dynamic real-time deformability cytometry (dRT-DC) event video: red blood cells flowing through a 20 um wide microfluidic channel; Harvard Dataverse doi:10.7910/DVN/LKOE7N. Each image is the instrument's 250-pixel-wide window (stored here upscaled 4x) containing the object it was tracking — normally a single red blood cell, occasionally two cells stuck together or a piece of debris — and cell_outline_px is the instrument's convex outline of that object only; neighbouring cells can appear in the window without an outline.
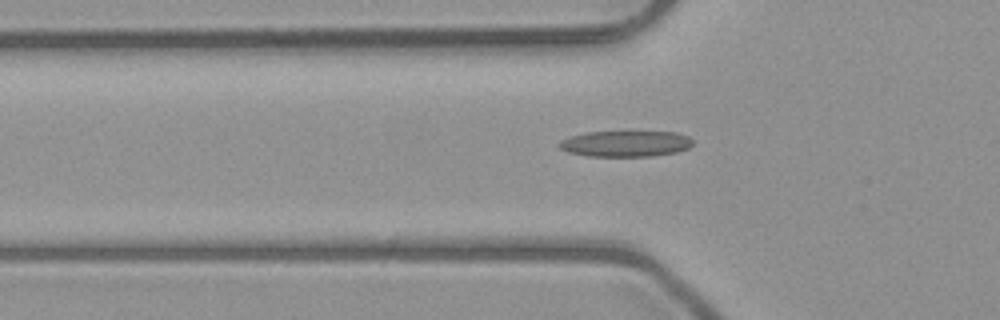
{"species": "common noctule bat (a hibernating species)", "species_latin": "Nyctalus noctula", "temperature_condition": "room temperature", "stored_images_in_passage": 53, "camera_frame_rate_fps": 3000, "um_per_image_px": 0.085, "animal": {"sex": "male", "body_mass_g": 23.1, "forearm_length_mm": 52.7}, "frame": {"image": 1, "passage_image": 18, "time_ms": 5.667, "image_size_px": [1000, 320], "cell_outline_px": [[692, 144], [688, 148], [676, 152], [652, 156], [588, 156], [568, 152], [560, 148], [560, 140], [572, 136], [588, 132], [676, 132], [688, 136], [692, 140]], "centroid_in_image_um": [53.19, 12.21], "position_along_channel_um": 72.6, "area_um2": 20.0}}
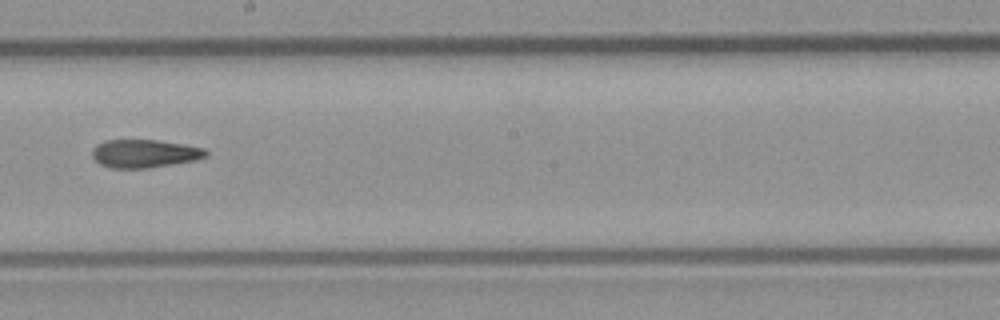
{"frame": {"image": 2, "passage_image": 30, "time_ms": 9.667, "image_size_px": [1000, 320], "cell_outline_px": [[208, 156], [196, 160], [148, 168], [112, 168], [100, 164], [92, 156], [92, 148], [96, 144], [108, 140], [156, 140], [184, 144], [204, 148], [208, 152]], "centroid_in_image_um": [12.29, 13.05], "position_along_channel_um": 235.9, "area_um2": 18.67}}
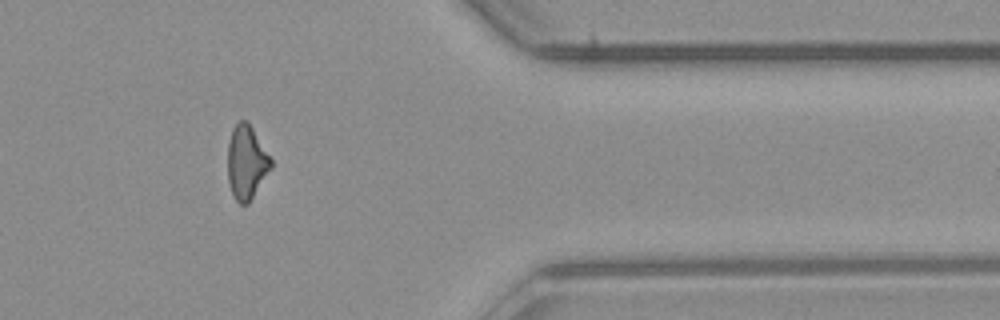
{"frame": {"image": 3, "passage_image": 43, "time_ms": 14.0, "image_size_px": [1000, 320], "cell_outline_px": [[272, 168], [248, 204], [240, 204], [236, 200], [228, 184], [228, 144], [232, 128], [240, 120], [248, 120], [272, 160]], "centroid_in_image_um": [20.95, 13.79], "position_along_channel_um": 390.4, "area_um2": 18.67}, "authors_computed_cell_mechanics": {"area_um2": 18.9584, "velocity_mm_per_s": 4.048, "shape_relaxation_time_tau1_ms": null, "shape_relaxation_time_tau2_ms": 6.311, "deformation_change_tau1": null, "deformation_change_tau2": 0.1707}}